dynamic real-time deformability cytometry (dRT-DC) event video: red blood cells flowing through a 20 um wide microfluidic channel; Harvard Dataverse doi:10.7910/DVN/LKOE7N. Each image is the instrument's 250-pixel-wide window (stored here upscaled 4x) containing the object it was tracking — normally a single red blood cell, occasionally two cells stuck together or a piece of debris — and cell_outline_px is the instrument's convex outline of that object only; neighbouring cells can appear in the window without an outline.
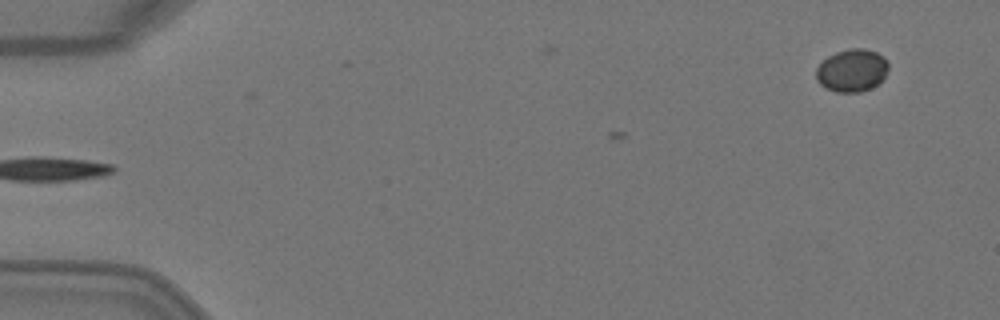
{"species": "Egyptian fruit bat (a non-hibernating species)", "species_latin": "Rousettus aegyptiacus", "temperature_condition": "warm", "stored_images_in_passage": 5, "camera_frame_rate_fps": 3000, "um_per_image_px": 0.085, "animal": {"sex": "female"}, "frame": {"image": 1, "passage_image": 5, "time_ms": 1.333, "image_size_px": [1000, 320], "cell_outline_px": [[888, 68], [884, 76], [872, 88], [860, 92], [836, 92], [824, 88], [816, 80], [816, 68], [828, 56], [836, 52], [852, 48], [864, 48], [876, 52], [884, 56], [888, 64]], "centroid_in_image_um": [72.4, 5.99], "position_along_channel_um": 12.6, "area_um2": 17.98}}